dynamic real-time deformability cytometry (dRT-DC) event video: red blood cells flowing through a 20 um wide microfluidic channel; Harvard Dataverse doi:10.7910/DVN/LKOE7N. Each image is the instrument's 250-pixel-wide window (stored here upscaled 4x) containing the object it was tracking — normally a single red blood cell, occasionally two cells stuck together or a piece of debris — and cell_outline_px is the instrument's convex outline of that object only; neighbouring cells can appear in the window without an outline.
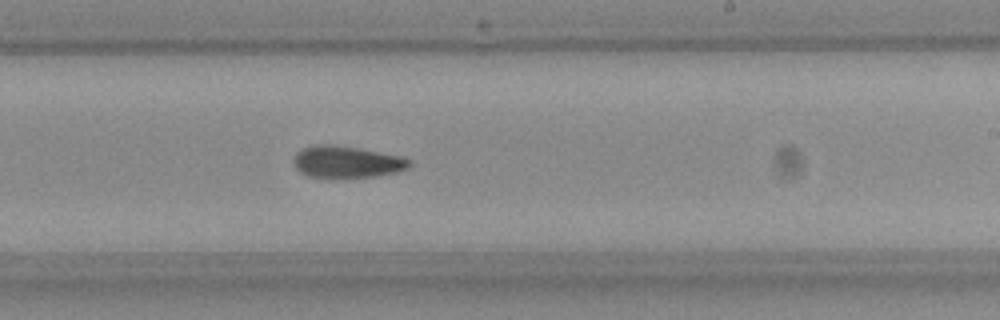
{"species": "Egyptian fruit bat (a non-hibernating species)", "species_latin": "Rousettus aegyptiacus", "temperature_condition": "room temperature", "stored_images_in_passage": 40, "camera_frame_rate_fps": 3000, "um_per_image_px": 0.085, "frame": {"image": 1, "passage_image": 29, "time_ms": 9.333, "image_size_px": [1000, 320], "cell_outline_px": [[412, 164], [408, 168], [396, 172], [372, 176], [336, 180], [308, 176], [300, 172], [296, 168], [296, 152], [304, 148], [316, 144], [336, 144], [400, 156], [412, 160]], "centroid_in_image_um": [29.48, 13.79], "position_along_channel_um": 259.5, "area_um2": 21.79}}